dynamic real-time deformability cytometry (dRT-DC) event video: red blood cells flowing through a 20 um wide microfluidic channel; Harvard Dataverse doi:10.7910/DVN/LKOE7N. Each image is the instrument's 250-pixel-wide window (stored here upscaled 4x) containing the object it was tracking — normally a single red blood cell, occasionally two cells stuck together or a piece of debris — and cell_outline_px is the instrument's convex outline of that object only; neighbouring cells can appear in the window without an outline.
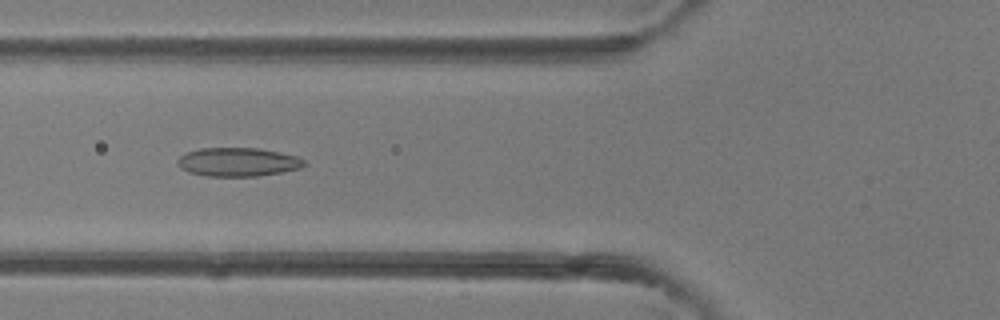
{"species": "common noctule bat (a hibernating species)", "species_latin": "Nyctalus noctula", "temperature_condition": "room temperature", "stored_images_in_passage": 5, "camera_frame_rate_fps": 3000, "um_per_image_px": 0.085, "animal": {"sex": "female"}, "frame": {"image": 1, "passage_image": 5, "time_ms": 4.667, "image_size_px": [1000, 320], "cell_outline_px": [[304, 164], [300, 168], [280, 172], [256, 176], [208, 176], [188, 172], [180, 168], [176, 164], [176, 160], [180, 156], [188, 152], [200, 148], [256, 148], [280, 152], [296, 156], [304, 160]], "centroid_in_image_um": [20.17, 13.77], "position_along_channel_um": 105.6, "area_um2": 21.04}}